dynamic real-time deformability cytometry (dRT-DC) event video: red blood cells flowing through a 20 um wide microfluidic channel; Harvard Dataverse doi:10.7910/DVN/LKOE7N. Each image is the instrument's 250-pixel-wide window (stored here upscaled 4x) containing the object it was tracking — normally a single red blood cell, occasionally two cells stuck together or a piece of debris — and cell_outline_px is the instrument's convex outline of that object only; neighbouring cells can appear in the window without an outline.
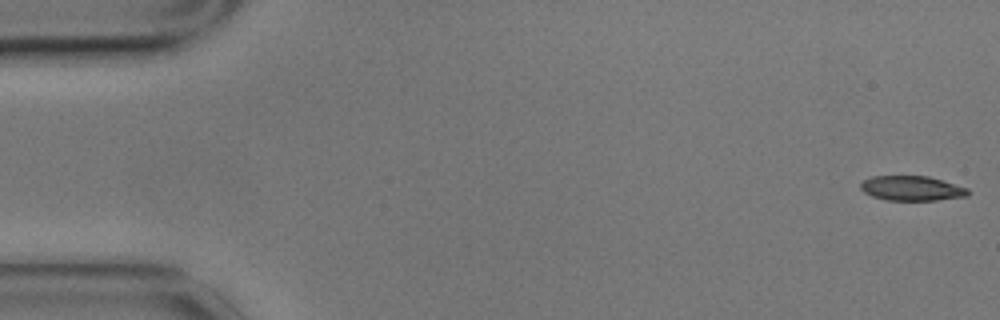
{"species": "common noctule bat (a hibernating species)", "species_latin": "Nyctalus noctula", "temperature_condition": "cold", "stored_images_in_passage": 56, "camera_frame_rate_fps": 3000, "um_per_image_px": 0.085, "animal": {"sex": "male", "body_mass_g": 17.9}, "frame": {"image": 1, "passage_image": 1, "time_ms": 0.0, "image_size_px": [1000, 320], "cell_outline_px": [[972, 192], [968, 196], [936, 200], [884, 200], [872, 196], [864, 192], [860, 188], [860, 184], [864, 180], [872, 176], [928, 176], [968, 188]], "centroid_in_image_um": [77.52, 16.01], "position_along_channel_um": 7.5, "area_um2": 15.55}}
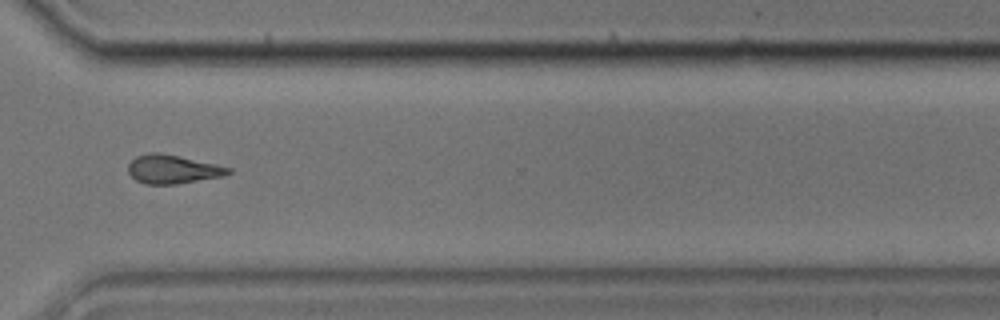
{"frame": {"image": 2, "passage_image": 42, "time_ms": 13.667, "image_size_px": [1000, 320], "cell_outline_px": [[232, 172], [224, 176], [176, 184], [144, 184], [136, 180], [128, 172], [128, 164], [136, 156], [148, 152], [156, 152], [216, 164], [232, 168]], "centroid_in_image_um": [14.67, 14.39], "position_along_channel_um": 355.9, "area_um2": 16.65}}
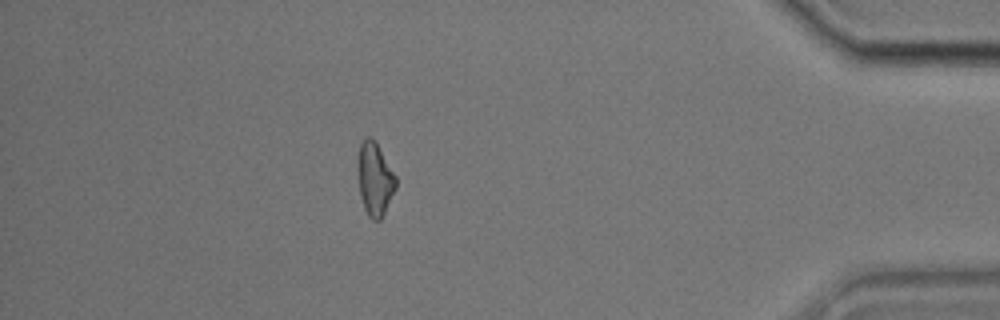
{"frame": {"image": 3, "passage_image": 50, "time_ms": 16.333, "image_size_px": [1000, 320], "cell_outline_px": [[396, 188], [380, 220], [372, 220], [368, 216], [364, 208], [360, 196], [356, 168], [356, 164], [360, 144], [368, 136], [372, 136], [376, 140], [396, 176]], "centroid_in_image_um": [31.83, 15.17], "position_along_channel_um": 403.4, "area_um2": 16.53}}